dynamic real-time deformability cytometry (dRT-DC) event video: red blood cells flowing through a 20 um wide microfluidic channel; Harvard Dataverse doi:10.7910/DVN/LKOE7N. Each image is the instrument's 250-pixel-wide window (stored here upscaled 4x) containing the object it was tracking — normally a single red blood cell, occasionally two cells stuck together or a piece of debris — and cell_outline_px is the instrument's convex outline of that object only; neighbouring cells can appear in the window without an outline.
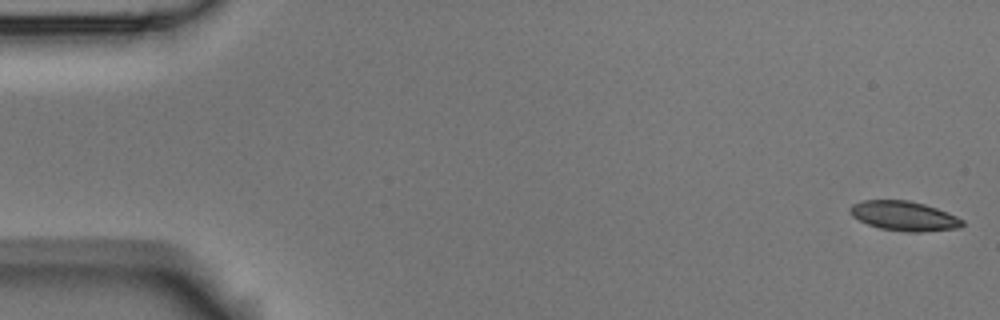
{"species": "Egyptian fruit bat (a non-hibernating species)", "species_latin": "Rousettus aegyptiacus", "temperature_condition": "room temperature", "stored_images_in_passage": 13, "camera_frame_rate_fps": 3000, "um_per_image_px": 0.085, "animal": {"sex": "male"}, "frame": {"image": 1, "passage_image": 1, "time_ms": 0.0, "image_size_px": [1000, 320], "cell_outline_px": [[964, 224], [960, 228], [920, 232], [908, 232], [880, 228], [868, 224], [852, 216], [848, 212], [848, 208], [852, 204], [860, 200], [908, 200], [924, 204], [936, 208], [956, 216], [964, 220]], "centroid_in_image_um": [76.82, 18.35], "position_along_channel_um": 8.2, "area_um2": 19.42}}